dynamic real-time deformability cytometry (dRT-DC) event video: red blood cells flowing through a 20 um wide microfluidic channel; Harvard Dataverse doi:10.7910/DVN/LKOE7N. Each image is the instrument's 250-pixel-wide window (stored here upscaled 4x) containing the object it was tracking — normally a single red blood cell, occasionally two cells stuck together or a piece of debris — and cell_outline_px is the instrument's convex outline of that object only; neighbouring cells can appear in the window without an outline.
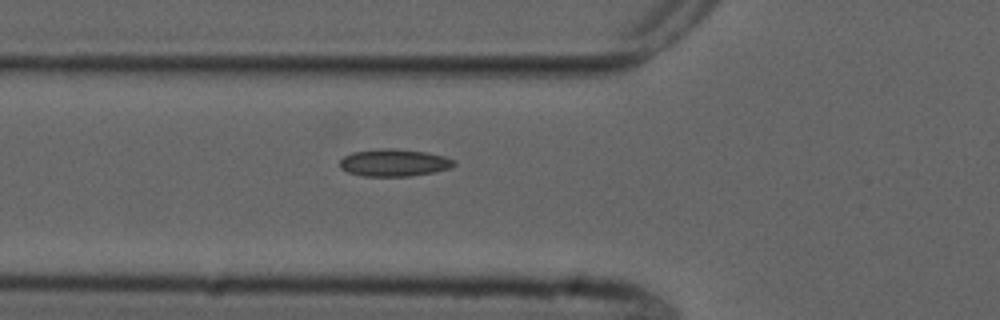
{"species": "common noctule bat (a hibernating species)", "species_latin": "Nyctalus noctula", "temperature_condition": "cold", "stored_images_in_passage": 2, "camera_frame_rate_fps": 3000, "um_per_image_px": 0.085, "animal": {"sex": "male", "forearm_length_mm": 52.5}, "frame": {"image": 1, "passage_image": 2, "time_ms": 1.333, "image_size_px": [1000, 320], "cell_outline_px": [[456, 164], [448, 168], [432, 172], [408, 176], [364, 176], [348, 172], [340, 168], [340, 160], [344, 156], [352, 152], [380, 148], [392, 148], [428, 152], [444, 156], [456, 160]], "centroid_in_image_um": [33.48, 13.81], "position_along_channel_um": 92.3, "area_um2": 18.15}}